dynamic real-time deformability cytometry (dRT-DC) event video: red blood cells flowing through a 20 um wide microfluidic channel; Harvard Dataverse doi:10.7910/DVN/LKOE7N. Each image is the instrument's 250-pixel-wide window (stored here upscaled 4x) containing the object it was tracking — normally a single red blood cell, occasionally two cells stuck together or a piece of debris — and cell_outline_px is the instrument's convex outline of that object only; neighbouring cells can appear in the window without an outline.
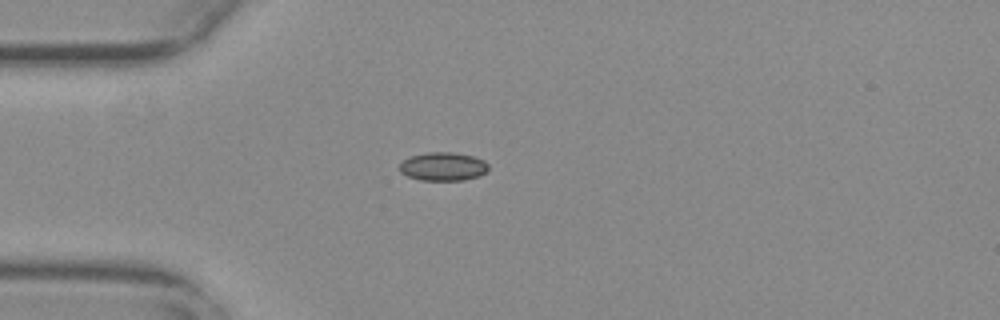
{"species": "common noctule bat (a hibernating species)", "species_latin": "Nyctalus noctula", "temperature_condition": "warm", "stored_images_in_passage": 42, "camera_frame_rate_fps": 3000, "um_per_image_px": 0.085, "animal": {"sex": "female", "body_mass_g": 29.2, "forearm_length_mm": 56.3}, "frame": {"image": 1, "passage_image": 2, "time_ms": 0.333, "image_size_px": [1000, 320], "cell_outline_px": [[488, 172], [480, 176], [464, 180], [420, 180], [408, 176], [400, 172], [400, 164], [408, 156], [428, 152], [452, 152], [472, 156], [484, 160], [488, 164]], "centroid_in_image_um": [37.68, 14.15], "position_along_channel_um": 47.3, "area_um2": 14.85}}
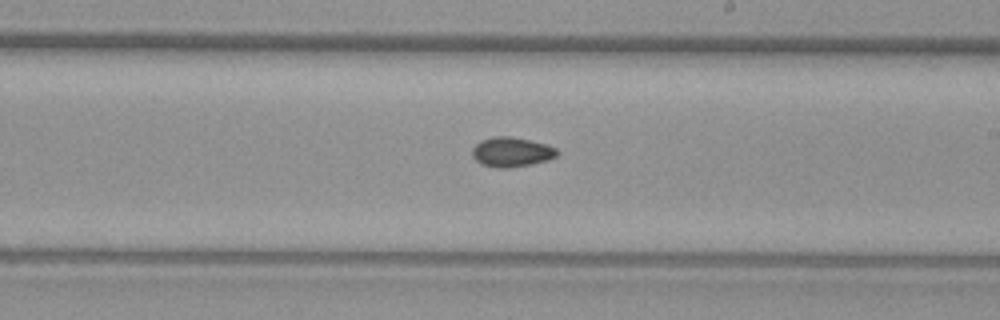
{"frame": {"image": 2, "passage_image": 19, "time_ms": 6.0, "image_size_px": [1000, 320], "cell_outline_px": [[560, 152], [556, 156], [548, 160], [532, 164], [508, 168], [496, 168], [480, 164], [472, 156], [472, 148], [480, 140], [496, 136], [508, 136], [528, 140], [544, 144], [556, 148]], "centroid_in_image_um": [43.46, 12.93], "position_along_channel_um": 245.5, "area_um2": 14.68}}
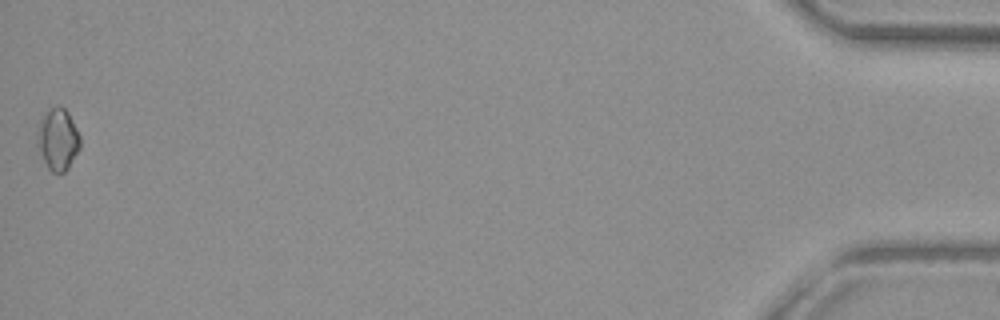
{"frame": {"image": 3, "passage_image": 42, "time_ms": 13.667, "image_size_px": [1000, 320], "cell_outline_px": [[80, 148], [68, 168], [64, 172], [52, 172], [48, 168], [36, 144], [36, 132], [40, 120], [48, 108], [56, 104], [60, 104], [68, 112], [80, 136]], "centroid_in_image_um": [4.9, 11.8], "position_along_channel_um": 430.3, "area_um2": 15.61}, "authors_computed_cell_mechanics": {"area_um2": 14.1032, "velocity_mm_per_s": 3.7521, "shape_relaxation_time_tau1_ms": null, "shape_relaxation_time_tau2_ms": 3.4691, "deformation_change_tau1": null, "deformation_change_tau2": 0.0667}}